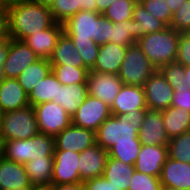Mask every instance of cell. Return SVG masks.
I'll list each match as a JSON object with an SVG mask.
<instances>
[{
    "mask_svg": "<svg viewBox=\"0 0 190 190\" xmlns=\"http://www.w3.org/2000/svg\"><path fill=\"white\" fill-rule=\"evenodd\" d=\"M137 2L138 0H115L102 15L113 23L130 20Z\"/></svg>",
    "mask_w": 190,
    "mask_h": 190,
    "instance_id": "obj_35",
    "label": "cell"
},
{
    "mask_svg": "<svg viewBox=\"0 0 190 190\" xmlns=\"http://www.w3.org/2000/svg\"><path fill=\"white\" fill-rule=\"evenodd\" d=\"M23 187H35L29 181L25 166L1 157L0 190H13Z\"/></svg>",
    "mask_w": 190,
    "mask_h": 190,
    "instance_id": "obj_23",
    "label": "cell"
},
{
    "mask_svg": "<svg viewBox=\"0 0 190 190\" xmlns=\"http://www.w3.org/2000/svg\"><path fill=\"white\" fill-rule=\"evenodd\" d=\"M147 109L162 111L171 106L174 89L157 70L143 85Z\"/></svg>",
    "mask_w": 190,
    "mask_h": 190,
    "instance_id": "obj_11",
    "label": "cell"
},
{
    "mask_svg": "<svg viewBox=\"0 0 190 190\" xmlns=\"http://www.w3.org/2000/svg\"><path fill=\"white\" fill-rule=\"evenodd\" d=\"M156 71V67L135 43L127 47L118 76L123 85L143 87L145 81Z\"/></svg>",
    "mask_w": 190,
    "mask_h": 190,
    "instance_id": "obj_7",
    "label": "cell"
},
{
    "mask_svg": "<svg viewBox=\"0 0 190 190\" xmlns=\"http://www.w3.org/2000/svg\"><path fill=\"white\" fill-rule=\"evenodd\" d=\"M134 171V165L108 157L103 176L121 190H128Z\"/></svg>",
    "mask_w": 190,
    "mask_h": 190,
    "instance_id": "obj_30",
    "label": "cell"
},
{
    "mask_svg": "<svg viewBox=\"0 0 190 190\" xmlns=\"http://www.w3.org/2000/svg\"><path fill=\"white\" fill-rule=\"evenodd\" d=\"M40 57L22 40L9 39V50L3 63L5 78L16 79L29 65Z\"/></svg>",
    "mask_w": 190,
    "mask_h": 190,
    "instance_id": "obj_10",
    "label": "cell"
},
{
    "mask_svg": "<svg viewBox=\"0 0 190 190\" xmlns=\"http://www.w3.org/2000/svg\"><path fill=\"white\" fill-rule=\"evenodd\" d=\"M161 190H183V189H174V188H164V187H162Z\"/></svg>",
    "mask_w": 190,
    "mask_h": 190,
    "instance_id": "obj_58",
    "label": "cell"
},
{
    "mask_svg": "<svg viewBox=\"0 0 190 190\" xmlns=\"http://www.w3.org/2000/svg\"><path fill=\"white\" fill-rule=\"evenodd\" d=\"M48 190H85V188L83 183L61 184V185L51 184L48 187Z\"/></svg>",
    "mask_w": 190,
    "mask_h": 190,
    "instance_id": "obj_46",
    "label": "cell"
},
{
    "mask_svg": "<svg viewBox=\"0 0 190 190\" xmlns=\"http://www.w3.org/2000/svg\"><path fill=\"white\" fill-rule=\"evenodd\" d=\"M84 62V68L89 71L93 68L100 45L93 40H72Z\"/></svg>",
    "mask_w": 190,
    "mask_h": 190,
    "instance_id": "obj_38",
    "label": "cell"
},
{
    "mask_svg": "<svg viewBox=\"0 0 190 190\" xmlns=\"http://www.w3.org/2000/svg\"><path fill=\"white\" fill-rule=\"evenodd\" d=\"M132 19L134 20V38L138 40L145 34L164 30L168 25L149 13L138 1L133 9Z\"/></svg>",
    "mask_w": 190,
    "mask_h": 190,
    "instance_id": "obj_27",
    "label": "cell"
},
{
    "mask_svg": "<svg viewBox=\"0 0 190 190\" xmlns=\"http://www.w3.org/2000/svg\"><path fill=\"white\" fill-rule=\"evenodd\" d=\"M0 133L3 141L28 139L40 133L34 107L3 113Z\"/></svg>",
    "mask_w": 190,
    "mask_h": 190,
    "instance_id": "obj_6",
    "label": "cell"
},
{
    "mask_svg": "<svg viewBox=\"0 0 190 190\" xmlns=\"http://www.w3.org/2000/svg\"><path fill=\"white\" fill-rule=\"evenodd\" d=\"M138 138L144 145L168 146L170 139L164 127L161 111L147 109Z\"/></svg>",
    "mask_w": 190,
    "mask_h": 190,
    "instance_id": "obj_17",
    "label": "cell"
},
{
    "mask_svg": "<svg viewBox=\"0 0 190 190\" xmlns=\"http://www.w3.org/2000/svg\"><path fill=\"white\" fill-rule=\"evenodd\" d=\"M127 51L126 46L108 42L100 45L92 72L118 75Z\"/></svg>",
    "mask_w": 190,
    "mask_h": 190,
    "instance_id": "obj_19",
    "label": "cell"
},
{
    "mask_svg": "<svg viewBox=\"0 0 190 190\" xmlns=\"http://www.w3.org/2000/svg\"><path fill=\"white\" fill-rule=\"evenodd\" d=\"M51 71L62 85L87 83L89 70L84 67L51 65Z\"/></svg>",
    "mask_w": 190,
    "mask_h": 190,
    "instance_id": "obj_33",
    "label": "cell"
},
{
    "mask_svg": "<svg viewBox=\"0 0 190 190\" xmlns=\"http://www.w3.org/2000/svg\"><path fill=\"white\" fill-rule=\"evenodd\" d=\"M113 22L98 12L79 11L68 18L63 32L71 40H93L99 45L111 42Z\"/></svg>",
    "mask_w": 190,
    "mask_h": 190,
    "instance_id": "obj_3",
    "label": "cell"
},
{
    "mask_svg": "<svg viewBox=\"0 0 190 190\" xmlns=\"http://www.w3.org/2000/svg\"><path fill=\"white\" fill-rule=\"evenodd\" d=\"M143 7L157 19L162 20L168 26L172 19V12L164 0H138Z\"/></svg>",
    "mask_w": 190,
    "mask_h": 190,
    "instance_id": "obj_41",
    "label": "cell"
},
{
    "mask_svg": "<svg viewBox=\"0 0 190 190\" xmlns=\"http://www.w3.org/2000/svg\"><path fill=\"white\" fill-rule=\"evenodd\" d=\"M60 85L61 83L51 71L28 95L29 105L34 107L38 104L50 101L57 103V93Z\"/></svg>",
    "mask_w": 190,
    "mask_h": 190,
    "instance_id": "obj_32",
    "label": "cell"
},
{
    "mask_svg": "<svg viewBox=\"0 0 190 190\" xmlns=\"http://www.w3.org/2000/svg\"><path fill=\"white\" fill-rule=\"evenodd\" d=\"M8 50H9V41L4 46L0 47V81L4 78L3 63L6 59Z\"/></svg>",
    "mask_w": 190,
    "mask_h": 190,
    "instance_id": "obj_47",
    "label": "cell"
},
{
    "mask_svg": "<svg viewBox=\"0 0 190 190\" xmlns=\"http://www.w3.org/2000/svg\"><path fill=\"white\" fill-rule=\"evenodd\" d=\"M32 190H48V187H38V186H35Z\"/></svg>",
    "mask_w": 190,
    "mask_h": 190,
    "instance_id": "obj_57",
    "label": "cell"
},
{
    "mask_svg": "<svg viewBox=\"0 0 190 190\" xmlns=\"http://www.w3.org/2000/svg\"><path fill=\"white\" fill-rule=\"evenodd\" d=\"M180 32L171 27L145 34L137 40V45L158 70L160 67L176 62Z\"/></svg>",
    "mask_w": 190,
    "mask_h": 190,
    "instance_id": "obj_4",
    "label": "cell"
},
{
    "mask_svg": "<svg viewBox=\"0 0 190 190\" xmlns=\"http://www.w3.org/2000/svg\"><path fill=\"white\" fill-rule=\"evenodd\" d=\"M6 23V5L0 2V27Z\"/></svg>",
    "mask_w": 190,
    "mask_h": 190,
    "instance_id": "obj_51",
    "label": "cell"
},
{
    "mask_svg": "<svg viewBox=\"0 0 190 190\" xmlns=\"http://www.w3.org/2000/svg\"><path fill=\"white\" fill-rule=\"evenodd\" d=\"M51 72L49 59L40 58L29 65L16 79L27 95Z\"/></svg>",
    "mask_w": 190,
    "mask_h": 190,
    "instance_id": "obj_31",
    "label": "cell"
},
{
    "mask_svg": "<svg viewBox=\"0 0 190 190\" xmlns=\"http://www.w3.org/2000/svg\"><path fill=\"white\" fill-rule=\"evenodd\" d=\"M111 115V109L108 105L88 94L73 115L72 124L96 132L98 127Z\"/></svg>",
    "mask_w": 190,
    "mask_h": 190,
    "instance_id": "obj_9",
    "label": "cell"
},
{
    "mask_svg": "<svg viewBox=\"0 0 190 190\" xmlns=\"http://www.w3.org/2000/svg\"><path fill=\"white\" fill-rule=\"evenodd\" d=\"M169 27L180 33L190 31V0H186V2L172 14Z\"/></svg>",
    "mask_w": 190,
    "mask_h": 190,
    "instance_id": "obj_42",
    "label": "cell"
},
{
    "mask_svg": "<svg viewBox=\"0 0 190 190\" xmlns=\"http://www.w3.org/2000/svg\"><path fill=\"white\" fill-rule=\"evenodd\" d=\"M3 147H4V141H3L2 135L0 133V158L3 157Z\"/></svg>",
    "mask_w": 190,
    "mask_h": 190,
    "instance_id": "obj_54",
    "label": "cell"
},
{
    "mask_svg": "<svg viewBox=\"0 0 190 190\" xmlns=\"http://www.w3.org/2000/svg\"><path fill=\"white\" fill-rule=\"evenodd\" d=\"M176 62L190 66V33L188 32L180 33Z\"/></svg>",
    "mask_w": 190,
    "mask_h": 190,
    "instance_id": "obj_43",
    "label": "cell"
},
{
    "mask_svg": "<svg viewBox=\"0 0 190 190\" xmlns=\"http://www.w3.org/2000/svg\"><path fill=\"white\" fill-rule=\"evenodd\" d=\"M6 23L10 39L23 41L31 34L51 27L55 21L49 6L25 0L6 5Z\"/></svg>",
    "mask_w": 190,
    "mask_h": 190,
    "instance_id": "obj_1",
    "label": "cell"
},
{
    "mask_svg": "<svg viewBox=\"0 0 190 190\" xmlns=\"http://www.w3.org/2000/svg\"><path fill=\"white\" fill-rule=\"evenodd\" d=\"M159 180L164 188L190 190V164L168 156Z\"/></svg>",
    "mask_w": 190,
    "mask_h": 190,
    "instance_id": "obj_20",
    "label": "cell"
},
{
    "mask_svg": "<svg viewBox=\"0 0 190 190\" xmlns=\"http://www.w3.org/2000/svg\"><path fill=\"white\" fill-rule=\"evenodd\" d=\"M141 145L140 140L116 143L108 150V156L126 164L134 165L140 152Z\"/></svg>",
    "mask_w": 190,
    "mask_h": 190,
    "instance_id": "obj_34",
    "label": "cell"
},
{
    "mask_svg": "<svg viewBox=\"0 0 190 190\" xmlns=\"http://www.w3.org/2000/svg\"><path fill=\"white\" fill-rule=\"evenodd\" d=\"M147 109H138L121 116L108 117L95 132L96 144L109 150L116 143L139 140L138 132Z\"/></svg>",
    "mask_w": 190,
    "mask_h": 190,
    "instance_id": "obj_2",
    "label": "cell"
},
{
    "mask_svg": "<svg viewBox=\"0 0 190 190\" xmlns=\"http://www.w3.org/2000/svg\"><path fill=\"white\" fill-rule=\"evenodd\" d=\"M167 157L168 146L142 144L134 164V169L140 173L160 177L162 167Z\"/></svg>",
    "mask_w": 190,
    "mask_h": 190,
    "instance_id": "obj_16",
    "label": "cell"
},
{
    "mask_svg": "<svg viewBox=\"0 0 190 190\" xmlns=\"http://www.w3.org/2000/svg\"><path fill=\"white\" fill-rule=\"evenodd\" d=\"M164 78L167 80L168 84L173 89H178L181 85H188L185 80V66L177 62L168 63L158 69Z\"/></svg>",
    "mask_w": 190,
    "mask_h": 190,
    "instance_id": "obj_39",
    "label": "cell"
},
{
    "mask_svg": "<svg viewBox=\"0 0 190 190\" xmlns=\"http://www.w3.org/2000/svg\"><path fill=\"white\" fill-rule=\"evenodd\" d=\"M108 157V151L98 144L81 152L78 163L81 183L103 176Z\"/></svg>",
    "mask_w": 190,
    "mask_h": 190,
    "instance_id": "obj_15",
    "label": "cell"
},
{
    "mask_svg": "<svg viewBox=\"0 0 190 190\" xmlns=\"http://www.w3.org/2000/svg\"><path fill=\"white\" fill-rule=\"evenodd\" d=\"M171 106L190 113V87L188 85L183 84L178 89H174Z\"/></svg>",
    "mask_w": 190,
    "mask_h": 190,
    "instance_id": "obj_44",
    "label": "cell"
},
{
    "mask_svg": "<svg viewBox=\"0 0 190 190\" xmlns=\"http://www.w3.org/2000/svg\"><path fill=\"white\" fill-rule=\"evenodd\" d=\"M2 115H3V112H2V110L0 108V125H1V121H2Z\"/></svg>",
    "mask_w": 190,
    "mask_h": 190,
    "instance_id": "obj_59",
    "label": "cell"
},
{
    "mask_svg": "<svg viewBox=\"0 0 190 190\" xmlns=\"http://www.w3.org/2000/svg\"><path fill=\"white\" fill-rule=\"evenodd\" d=\"M51 65L84 67V62L73 41L64 32L58 38L54 51L49 58Z\"/></svg>",
    "mask_w": 190,
    "mask_h": 190,
    "instance_id": "obj_26",
    "label": "cell"
},
{
    "mask_svg": "<svg viewBox=\"0 0 190 190\" xmlns=\"http://www.w3.org/2000/svg\"><path fill=\"white\" fill-rule=\"evenodd\" d=\"M53 157V176L51 184L81 183L78 167L80 153L68 150H55Z\"/></svg>",
    "mask_w": 190,
    "mask_h": 190,
    "instance_id": "obj_12",
    "label": "cell"
},
{
    "mask_svg": "<svg viewBox=\"0 0 190 190\" xmlns=\"http://www.w3.org/2000/svg\"><path fill=\"white\" fill-rule=\"evenodd\" d=\"M54 157H43L28 161L24 166L33 186L49 187L53 176Z\"/></svg>",
    "mask_w": 190,
    "mask_h": 190,
    "instance_id": "obj_28",
    "label": "cell"
},
{
    "mask_svg": "<svg viewBox=\"0 0 190 190\" xmlns=\"http://www.w3.org/2000/svg\"><path fill=\"white\" fill-rule=\"evenodd\" d=\"M97 0H54L50 11L55 22L64 23L79 11L98 12Z\"/></svg>",
    "mask_w": 190,
    "mask_h": 190,
    "instance_id": "obj_25",
    "label": "cell"
},
{
    "mask_svg": "<svg viewBox=\"0 0 190 190\" xmlns=\"http://www.w3.org/2000/svg\"><path fill=\"white\" fill-rule=\"evenodd\" d=\"M9 31L8 25L5 23L2 27H0V47L4 46L9 41Z\"/></svg>",
    "mask_w": 190,
    "mask_h": 190,
    "instance_id": "obj_49",
    "label": "cell"
},
{
    "mask_svg": "<svg viewBox=\"0 0 190 190\" xmlns=\"http://www.w3.org/2000/svg\"><path fill=\"white\" fill-rule=\"evenodd\" d=\"M111 42L126 47L135 44L137 40L134 38V20H123L119 23H114Z\"/></svg>",
    "mask_w": 190,
    "mask_h": 190,
    "instance_id": "obj_37",
    "label": "cell"
},
{
    "mask_svg": "<svg viewBox=\"0 0 190 190\" xmlns=\"http://www.w3.org/2000/svg\"><path fill=\"white\" fill-rule=\"evenodd\" d=\"M29 106L28 95L17 79L3 78L0 81V108L3 113Z\"/></svg>",
    "mask_w": 190,
    "mask_h": 190,
    "instance_id": "obj_22",
    "label": "cell"
},
{
    "mask_svg": "<svg viewBox=\"0 0 190 190\" xmlns=\"http://www.w3.org/2000/svg\"><path fill=\"white\" fill-rule=\"evenodd\" d=\"M115 0H97L98 13L103 14V12L114 2Z\"/></svg>",
    "mask_w": 190,
    "mask_h": 190,
    "instance_id": "obj_50",
    "label": "cell"
},
{
    "mask_svg": "<svg viewBox=\"0 0 190 190\" xmlns=\"http://www.w3.org/2000/svg\"><path fill=\"white\" fill-rule=\"evenodd\" d=\"M39 131L55 137L72 124V118L57 103L50 101L34 106Z\"/></svg>",
    "mask_w": 190,
    "mask_h": 190,
    "instance_id": "obj_8",
    "label": "cell"
},
{
    "mask_svg": "<svg viewBox=\"0 0 190 190\" xmlns=\"http://www.w3.org/2000/svg\"><path fill=\"white\" fill-rule=\"evenodd\" d=\"M88 95L87 83L60 85L57 104L72 118Z\"/></svg>",
    "mask_w": 190,
    "mask_h": 190,
    "instance_id": "obj_24",
    "label": "cell"
},
{
    "mask_svg": "<svg viewBox=\"0 0 190 190\" xmlns=\"http://www.w3.org/2000/svg\"><path fill=\"white\" fill-rule=\"evenodd\" d=\"M168 156L174 160L190 164V131L169 140Z\"/></svg>",
    "mask_w": 190,
    "mask_h": 190,
    "instance_id": "obj_36",
    "label": "cell"
},
{
    "mask_svg": "<svg viewBox=\"0 0 190 190\" xmlns=\"http://www.w3.org/2000/svg\"><path fill=\"white\" fill-rule=\"evenodd\" d=\"M55 150L81 153L96 144L95 132L73 124L54 137Z\"/></svg>",
    "mask_w": 190,
    "mask_h": 190,
    "instance_id": "obj_14",
    "label": "cell"
},
{
    "mask_svg": "<svg viewBox=\"0 0 190 190\" xmlns=\"http://www.w3.org/2000/svg\"><path fill=\"white\" fill-rule=\"evenodd\" d=\"M164 2L173 14L186 2V0H164Z\"/></svg>",
    "mask_w": 190,
    "mask_h": 190,
    "instance_id": "obj_48",
    "label": "cell"
},
{
    "mask_svg": "<svg viewBox=\"0 0 190 190\" xmlns=\"http://www.w3.org/2000/svg\"><path fill=\"white\" fill-rule=\"evenodd\" d=\"M63 33V25L55 22L51 27L27 36L23 41L40 58L49 59L54 51L58 38Z\"/></svg>",
    "mask_w": 190,
    "mask_h": 190,
    "instance_id": "obj_21",
    "label": "cell"
},
{
    "mask_svg": "<svg viewBox=\"0 0 190 190\" xmlns=\"http://www.w3.org/2000/svg\"><path fill=\"white\" fill-rule=\"evenodd\" d=\"M85 190H121V188L107 181L104 176L95 177L83 183Z\"/></svg>",
    "mask_w": 190,
    "mask_h": 190,
    "instance_id": "obj_45",
    "label": "cell"
},
{
    "mask_svg": "<svg viewBox=\"0 0 190 190\" xmlns=\"http://www.w3.org/2000/svg\"><path fill=\"white\" fill-rule=\"evenodd\" d=\"M34 187L15 188L13 190H32Z\"/></svg>",
    "mask_w": 190,
    "mask_h": 190,
    "instance_id": "obj_56",
    "label": "cell"
},
{
    "mask_svg": "<svg viewBox=\"0 0 190 190\" xmlns=\"http://www.w3.org/2000/svg\"><path fill=\"white\" fill-rule=\"evenodd\" d=\"M123 86L122 80L116 74H105L89 71L87 78L88 94L96 97L109 107Z\"/></svg>",
    "mask_w": 190,
    "mask_h": 190,
    "instance_id": "obj_13",
    "label": "cell"
},
{
    "mask_svg": "<svg viewBox=\"0 0 190 190\" xmlns=\"http://www.w3.org/2000/svg\"><path fill=\"white\" fill-rule=\"evenodd\" d=\"M128 190H161L159 177L134 171Z\"/></svg>",
    "mask_w": 190,
    "mask_h": 190,
    "instance_id": "obj_40",
    "label": "cell"
},
{
    "mask_svg": "<svg viewBox=\"0 0 190 190\" xmlns=\"http://www.w3.org/2000/svg\"><path fill=\"white\" fill-rule=\"evenodd\" d=\"M54 152V137L42 133L28 139L4 141L3 147L4 158L23 165L34 159L53 157Z\"/></svg>",
    "mask_w": 190,
    "mask_h": 190,
    "instance_id": "obj_5",
    "label": "cell"
},
{
    "mask_svg": "<svg viewBox=\"0 0 190 190\" xmlns=\"http://www.w3.org/2000/svg\"><path fill=\"white\" fill-rule=\"evenodd\" d=\"M185 80L188 83V86L190 87V66H185Z\"/></svg>",
    "mask_w": 190,
    "mask_h": 190,
    "instance_id": "obj_53",
    "label": "cell"
},
{
    "mask_svg": "<svg viewBox=\"0 0 190 190\" xmlns=\"http://www.w3.org/2000/svg\"><path fill=\"white\" fill-rule=\"evenodd\" d=\"M161 114L169 139L190 131V113L187 110L170 106Z\"/></svg>",
    "mask_w": 190,
    "mask_h": 190,
    "instance_id": "obj_29",
    "label": "cell"
},
{
    "mask_svg": "<svg viewBox=\"0 0 190 190\" xmlns=\"http://www.w3.org/2000/svg\"><path fill=\"white\" fill-rule=\"evenodd\" d=\"M17 1H25V0H4V4L8 5L10 3H14V2H17Z\"/></svg>",
    "mask_w": 190,
    "mask_h": 190,
    "instance_id": "obj_55",
    "label": "cell"
},
{
    "mask_svg": "<svg viewBox=\"0 0 190 190\" xmlns=\"http://www.w3.org/2000/svg\"><path fill=\"white\" fill-rule=\"evenodd\" d=\"M110 109L113 116H121L138 109H147L144 88L123 85Z\"/></svg>",
    "mask_w": 190,
    "mask_h": 190,
    "instance_id": "obj_18",
    "label": "cell"
},
{
    "mask_svg": "<svg viewBox=\"0 0 190 190\" xmlns=\"http://www.w3.org/2000/svg\"><path fill=\"white\" fill-rule=\"evenodd\" d=\"M35 3L45 6H51V4L54 2V0H33Z\"/></svg>",
    "mask_w": 190,
    "mask_h": 190,
    "instance_id": "obj_52",
    "label": "cell"
}]
</instances>
